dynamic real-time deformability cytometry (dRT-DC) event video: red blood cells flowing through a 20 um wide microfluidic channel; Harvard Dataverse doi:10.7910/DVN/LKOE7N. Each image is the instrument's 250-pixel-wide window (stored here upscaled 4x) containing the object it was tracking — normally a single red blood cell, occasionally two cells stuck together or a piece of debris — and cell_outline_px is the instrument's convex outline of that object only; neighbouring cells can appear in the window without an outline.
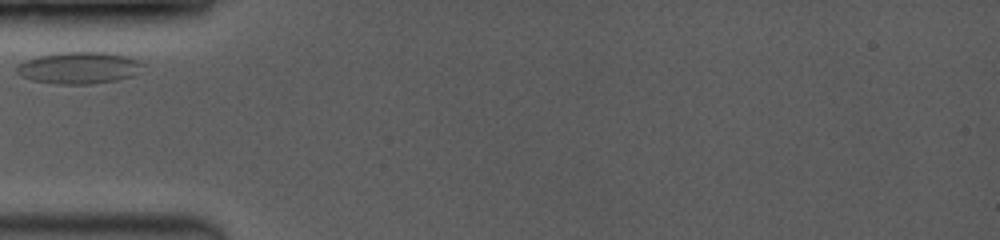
{"species": "common noctule bat (a hibernating species)", "species_latin": "Nyctalus noctula", "temperature_condition": "room temperature", "stored_images_in_passage": 9, "camera_frame_rate_fps": 3500, "um_per_image_px": 0.085, "animal": {"sex": "female", "body_mass_g": 19.0, "forearm_length_mm": 53.3}, "frame": {"image": 1, "passage_image": 1, "time_ms": 0.0, "image_size_px": [1000, 240], "cell_outline_px": [[144, 64], [132, 76], [116, 80], [88, 84], [56, 84], [32, 80], [16, 72], [16, 64], [24, 60], [40, 56], [60, 52], [104, 52], [124, 56], [140, 60]], "centroid_in_image_um": [6.68, 5.76], "position_along_channel_um": 78.3, "area_um2": 23.18}}
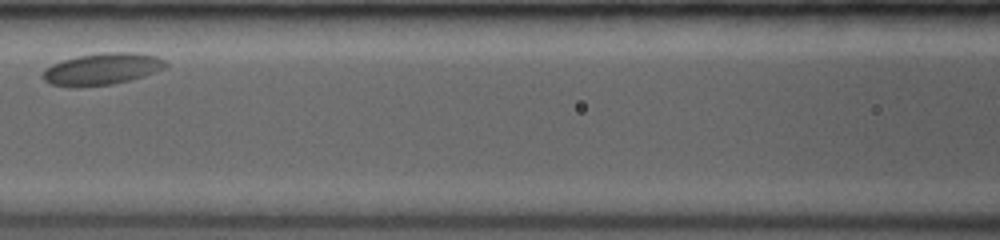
{"frame": {"image": 2, "passage_image": 4, "time_ms": 2.286, "image_size_px": [1000, 240], "cell_outline_px": [[168, 68], [144, 76], [112, 84], [76, 88], [72, 88], [48, 84], [40, 76], [52, 64], [60, 60], [76, 56], [100, 52], [136, 52], [156, 56], [164, 60], [168, 64]], "centroid_in_image_um": [8.66, 5.87], "position_along_channel_um": 157.9, "area_um2": 23.24}}
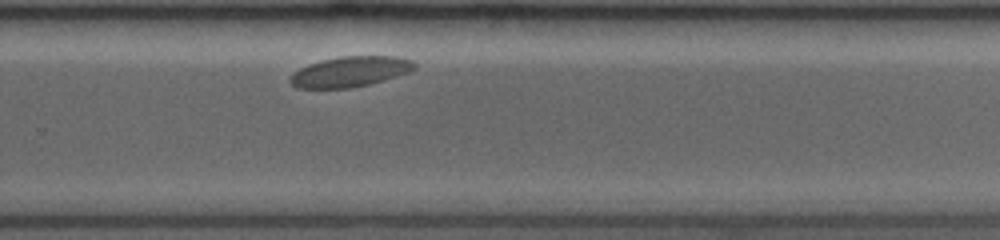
{"frame": {"image": 3, "passage_image": 9, "time_ms": 6.286, "image_size_px": [1000, 240], "cell_outline_px": [[416, 68], [412, 72], [384, 80], [368, 84], [348, 88], [296, 88], [288, 80], [292, 72], [308, 64], [340, 56], [396, 56], [412, 60], [416, 64]], "centroid_in_image_um": [29.78, 6.09], "position_along_channel_um": 300.0, "area_um2": 22.14}}